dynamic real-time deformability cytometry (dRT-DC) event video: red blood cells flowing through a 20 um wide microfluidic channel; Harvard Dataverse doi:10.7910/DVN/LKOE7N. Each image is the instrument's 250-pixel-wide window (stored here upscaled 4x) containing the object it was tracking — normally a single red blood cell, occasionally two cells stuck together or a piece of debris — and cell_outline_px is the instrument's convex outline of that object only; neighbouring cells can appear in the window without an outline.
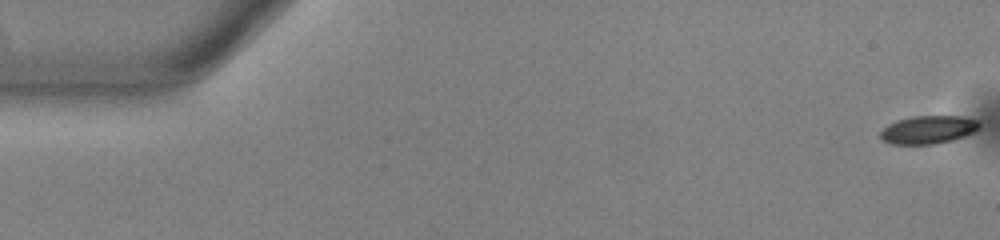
{"species": "common noctule bat (a hibernating species)", "species_latin": "Nyctalus noctula", "temperature_condition": "warm", "stored_images_in_passage": 54, "camera_frame_rate_fps": 3000, "um_per_image_px": 0.085, "animal": {"sex": "male", "body_mass_g": 13.0, "forearm_length_mm": 53.1}, "frame": {"image": 1, "passage_image": 1, "time_ms": 0.0, "image_size_px": [1000, 240], "cell_outline_px": [[980, 128], [976, 132], [952, 140], [932, 144], [892, 144], [880, 140], [880, 132], [888, 124], [896, 120], [912, 116], [960, 116], [976, 120], [980, 124]], "centroid_in_image_um": [78.89, 11.02], "position_along_channel_um": 6.1, "area_um2": 16.3}}
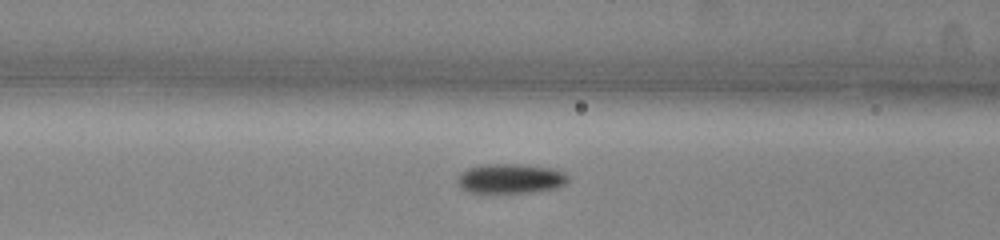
{"frame": {"image": 2, "passage_image": 22, "time_ms": 7.0, "image_size_px": [1000, 240], "cell_outline_px": [[568, 180], [564, 184], [556, 188], [532, 192], [468, 192], [460, 188], [456, 180], [460, 172], [468, 168], [484, 164], [524, 164], [552, 168], [564, 172], [568, 176]], "centroid_in_image_um": [43.37, 15.17], "position_along_channel_um": 123.2, "area_um2": 19.19}}
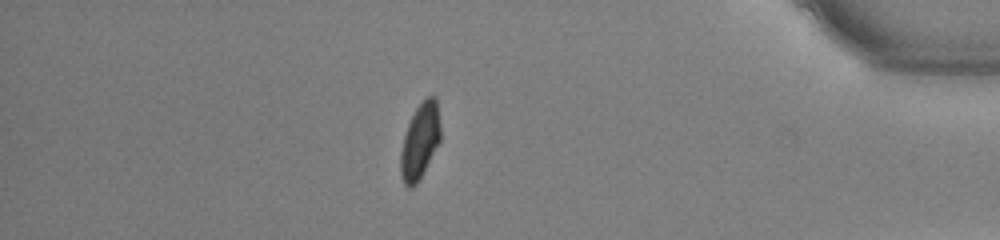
{"frame": {"image": 3, "passage_image": 47, "time_ms": 15.333, "image_size_px": [1000, 240], "cell_outline_px": [[440, 140], [416, 184], [412, 188], [408, 188], [404, 184], [400, 176], [400, 152], [404, 136], [408, 124], [416, 108], [428, 96], [436, 96], [440, 124]], "centroid_in_image_um": [35.68, 12.0], "position_along_channel_um": 399.5, "area_um2": 17.28}, "authors_computed_cell_mechanics": {"area_um2": 17.7157, "velocity_mm_per_s": 3.8204, "shape_relaxation_time_tau1_ms": 2.5936, "shape_relaxation_time_tau2_ms": 4.5825, "deformation_change_tau1": 0.1287, "deformation_change_tau2": 0.0793}}